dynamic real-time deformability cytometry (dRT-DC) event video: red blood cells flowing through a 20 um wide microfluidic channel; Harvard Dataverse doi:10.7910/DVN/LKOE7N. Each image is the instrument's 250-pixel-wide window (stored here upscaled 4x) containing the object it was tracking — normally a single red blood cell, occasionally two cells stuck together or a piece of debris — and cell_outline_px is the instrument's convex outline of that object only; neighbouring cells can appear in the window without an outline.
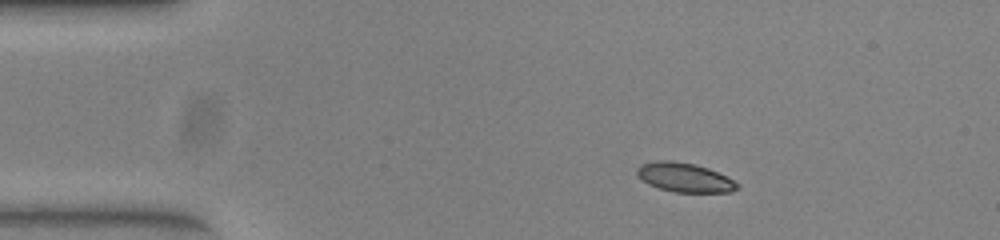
{"species": "common noctule bat (a hibernating species)", "species_latin": "Nyctalus noctula", "temperature_condition": "warm", "stored_images_in_passage": 45, "camera_frame_rate_fps": 3000, "um_per_image_px": 0.085, "animal": {"sex": "female", "body_mass_g": 23.0, "forearm_length_mm": 53.4}, "frame": {"image": 1, "passage_image": 1, "time_ms": 0.0, "image_size_px": [1000, 240], "cell_outline_px": [[740, 188], [732, 192], [676, 192], [660, 188], [648, 184], [636, 172], [636, 168], [640, 164], [656, 160], [672, 160], [696, 164], [708, 168], [728, 176], [740, 184]], "centroid_in_image_um": [58.24, 15.07], "position_along_channel_um": 26.8, "area_um2": 17.22}}
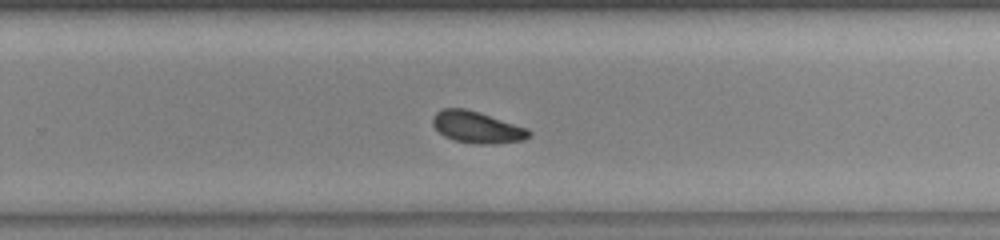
{"frame": {"image": 2, "passage_image": 26, "time_ms": 8.333, "image_size_px": [1000, 240], "cell_outline_px": [[532, 136], [524, 140], [496, 144], [476, 144], [456, 140], [444, 136], [432, 124], [432, 116], [436, 112], [444, 108], [464, 108], [528, 128], [532, 132]], "centroid_in_image_um": [40.57, 10.83], "position_along_channel_um": 289.2, "area_um2": 17.69}}
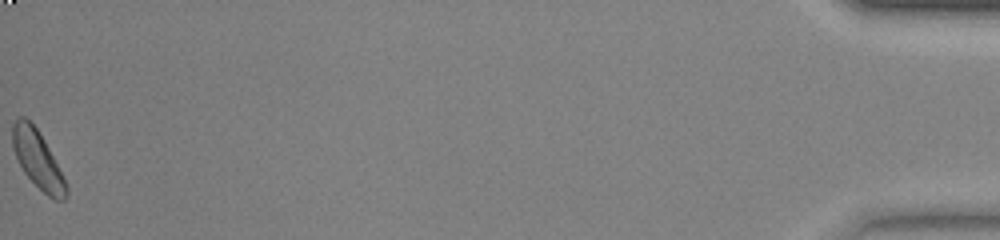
{"frame": {"image": 3, "passage_image": 45, "time_ms": 14.667, "image_size_px": [1000, 240], "cell_outline_px": [[68, 196], [64, 200], [56, 200], [48, 196], [24, 172], [12, 148], [12, 124], [20, 116], [24, 116], [36, 128], [44, 140], [68, 188]], "centroid_in_image_um": [3.18, 13.55], "position_along_channel_um": 432.0, "area_um2": 17.46}, "authors_computed_cell_mechanics": {"area_um2": 17.6868, "velocity_mm_per_s": 3.9103, "shape_relaxation_time_tau1_ms": 2.1382, "shape_relaxation_time_tau2_ms": 3.6243, "deformation_change_tau1": 0.094, "deformation_change_tau2": 0.0909}}